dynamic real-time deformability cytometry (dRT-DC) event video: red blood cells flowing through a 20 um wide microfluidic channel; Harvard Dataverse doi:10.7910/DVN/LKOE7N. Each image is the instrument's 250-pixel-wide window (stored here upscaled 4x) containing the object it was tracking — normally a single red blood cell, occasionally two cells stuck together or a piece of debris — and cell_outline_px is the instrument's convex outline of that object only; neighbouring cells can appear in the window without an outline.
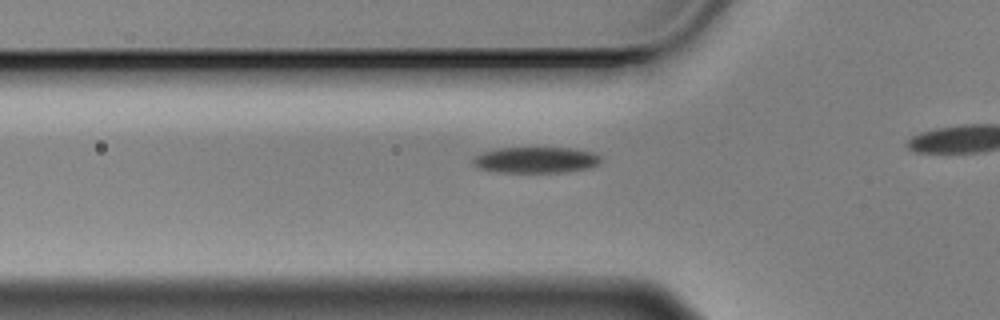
{"species": "Egyptian fruit bat (a non-hibernating species)", "species_latin": "Rousettus aegyptiacus", "temperature_condition": "cold", "stored_images_in_passage": 15, "camera_frame_rate_fps": 3000, "um_per_image_px": 0.085, "animal": {"sex": "male"}, "frame": {"image": 1, "passage_image": 9, "time_ms": 2.667, "image_size_px": [1000, 320], "cell_outline_px": [[600, 160], [596, 164], [588, 168], [560, 172], [496, 172], [480, 168], [472, 164], [472, 156], [484, 152], [500, 148], [568, 148], [592, 152], [600, 156]], "centroid_in_image_um": [45.48, 13.6], "position_along_channel_um": 80.3, "area_um2": 19.13}}
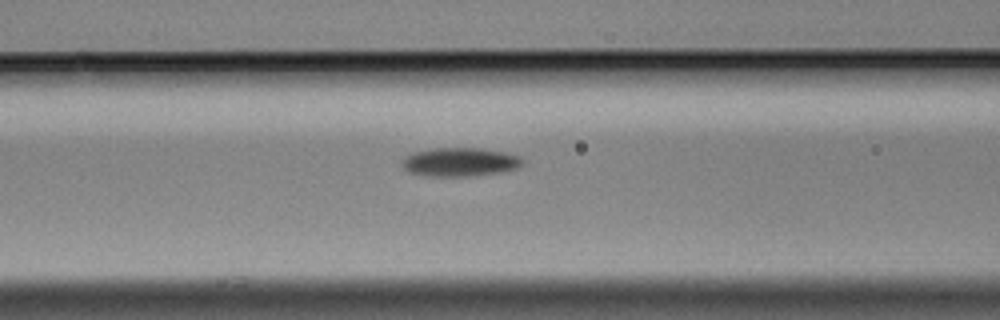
{"frame": {"image": 2, "passage_image": 13, "time_ms": 4.0, "image_size_px": [1000, 320], "cell_outline_px": [[524, 164], [516, 168], [500, 172], [468, 176], [428, 176], [408, 172], [404, 168], [404, 160], [412, 152], [436, 148], [480, 148], [504, 152], [520, 156], [524, 160]], "centroid_in_image_um": [39.14, 13.77], "position_along_channel_um": 127.5, "area_um2": 19.94}}